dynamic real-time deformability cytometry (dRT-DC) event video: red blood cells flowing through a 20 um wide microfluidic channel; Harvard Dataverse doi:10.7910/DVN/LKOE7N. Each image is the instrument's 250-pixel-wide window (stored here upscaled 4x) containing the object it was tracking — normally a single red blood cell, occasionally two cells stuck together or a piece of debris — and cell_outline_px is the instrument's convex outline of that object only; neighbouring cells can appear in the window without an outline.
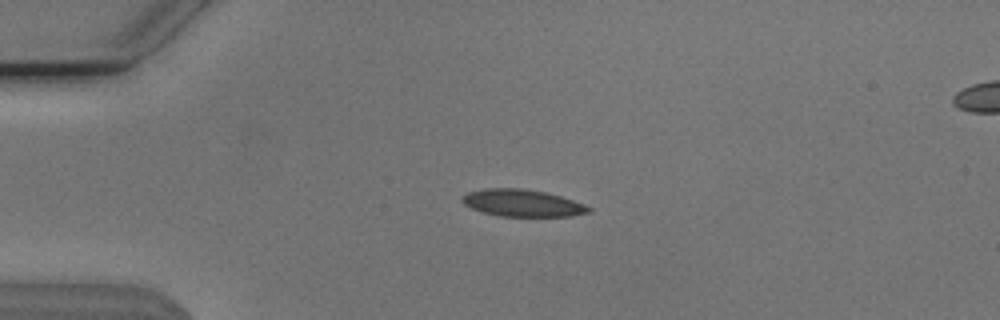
{"species": "Egyptian fruit bat (a non-hibernating species)", "species_latin": "Rousettus aegyptiacus", "temperature_condition": "cold", "stored_images_in_passage": 28, "camera_frame_rate_fps": 3000, "um_per_image_px": 0.085, "animal": {"sex": "male"}, "frame": {"image": 1, "passage_image": 1, "time_ms": 0.0, "image_size_px": [1000, 320], "cell_outline_px": [[592, 208], [588, 212], [572, 216], [500, 216], [484, 212], [472, 208], [464, 204], [460, 200], [460, 196], [468, 192], [484, 188], [520, 188], [544, 192], [560, 196], [584, 204]], "centroid_in_image_um": [44.36, 17.25], "position_along_channel_um": 40.6, "area_um2": 19.83}}
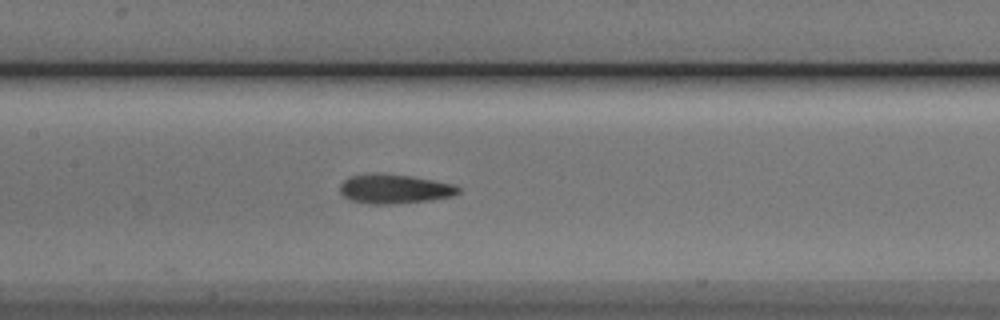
{"frame": {"image": 2, "passage_image": 14, "time_ms": 4.333, "image_size_px": [1000, 320], "cell_outline_px": [[460, 192], [452, 196], [428, 200], [392, 204], [368, 204], [348, 200], [340, 192], [340, 184], [348, 176], [372, 172], [380, 172], [412, 176], [452, 184], [460, 188]], "centroid_in_image_um": [33.46, 16.04], "position_along_channel_um": 173.9, "area_um2": 20.46}}
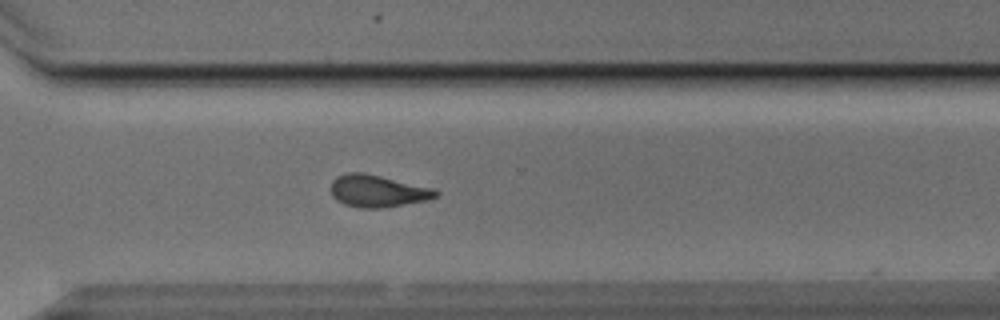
{"frame": {"image": 3, "passage_image": 27, "time_ms": 8.667, "image_size_px": [1000, 320], "cell_outline_px": [[440, 192], [436, 196], [428, 200], [380, 208], [360, 208], [344, 204], [336, 200], [332, 196], [328, 188], [332, 180], [336, 176], [348, 172], [364, 172], [436, 188]], "centroid_in_image_um": [32.07, 16.22], "position_along_channel_um": 338.5, "area_um2": 20.06}}